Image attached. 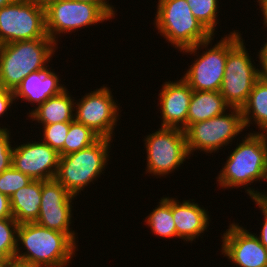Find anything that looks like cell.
I'll list each match as a JSON object with an SVG mask.
<instances>
[{
    "mask_svg": "<svg viewBox=\"0 0 267 267\" xmlns=\"http://www.w3.org/2000/svg\"><path fill=\"white\" fill-rule=\"evenodd\" d=\"M19 223L13 218L0 220V257L14 258Z\"/></svg>",
    "mask_w": 267,
    "mask_h": 267,
    "instance_id": "484cf974",
    "label": "cell"
},
{
    "mask_svg": "<svg viewBox=\"0 0 267 267\" xmlns=\"http://www.w3.org/2000/svg\"><path fill=\"white\" fill-rule=\"evenodd\" d=\"M228 54V36L204 51L182 79L192 90L220 91Z\"/></svg>",
    "mask_w": 267,
    "mask_h": 267,
    "instance_id": "4fadbf2b",
    "label": "cell"
},
{
    "mask_svg": "<svg viewBox=\"0 0 267 267\" xmlns=\"http://www.w3.org/2000/svg\"><path fill=\"white\" fill-rule=\"evenodd\" d=\"M193 90L181 78L178 81L164 82L159 93L161 108V127L179 128L185 130L188 127V110ZM180 123V124H179Z\"/></svg>",
    "mask_w": 267,
    "mask_h": 267,
    "instance_id": "2e32d148",
    "label": "cell"
},
{
    "mask_svg": "<svg viewBox=\"0 0 267 267\" xmlns=\"http://www.w3.org/2000/svg\"><path fill=\"white\" fill-rule=\"evenodd\" d=\"M22 247H18L20 245ZM25 252L20 250L23 248ZM76 243L65 233L48 229L37 223L19 224L14 257L36 267H65L70 265ZM23 252V253H22Z\"/></svg>",
    "mask_w": 267,
    "mask_h": 267,
    "instance_id": "7a4b0ae2",
    "label": "cell"
},
{
    "mask_svg": "<svg viewBox=\"0 0 267 267\" xmlns=\"http://www.w3.org/2000/svg\"><path fill=\"white\" fill-rule=\"evenodd\" d=\"M55 45L50 38L0 45V87L14 91L30 73L47 69Z\"/></svg>",
    "mask_w": 267,
    "mask_h": 267,
    "instance_id": "277c9868",
    "label": "cell"
},
{
    "mask_svg": "<svg viewBox=\"0 0 267 267\" xmlns=\"http://www.w3.org/2000/svg\"><path fill=\"white\" fill-rule=\"evenodd\" d=\"M70 194L56 179L42 181V193L38 225L67 234L75 243V232L70 229L72 223V200Z\"/></svg>",
    "mask_w": 267,
    "mask_h": 267,
    "instance_id": "7c38bea8",
    "label": "cell"
},
{
    "mask_svg": "<svg viewBox=\"0 0 267 267\" xmlns=\"http://www.w3.org/2000/svg\"><path fill=\"white\" fill-rule=\"evenodd\" d=\"M44 143L55 149L60 156H64V143L69 132L70 122L42 125Z\"/></svg>",
    "mask_w": 267,
    "mask_h": 267,
    "instance_id": "4316f807",
    "label": "cell"
},
{
    "mask_svg": "<svg viewBox=\"0 0 267 267\" xmlns=\"http://www.w3.org/2000/svg\"><path fill=\"white\" fill-rule=\"evenodd\" d=\"M259 6L261 7V11L263 14L264 18V26L267 27V0H260L259 1Z\"/></svg>",
    "mask_w": 267,
    "mask_h": 267,
    "instance_id": "e575fe53",
    "label": "cell"
},
{
    "mask_svg": "<svg viewBox=\"0 0 267 267\" xmlns=\"http://www.w3.org/2000/svg\"><path fill=\"white\" fill-rule=\"evenodd\" d=\"M242 143L228 156L217 177L220 187L234 188L247 186V194L256 199L261 192L248 187L254 181L265 180L267 170V134L247 133ZM247 136V137H246Z\"/></svg>",
    "mask_w": 267,
    "mask_h": 267,
    "instance_id": "3957f363",
    "label": "cell"
},
{
    "mask_svg": "<svg viewBox=\"0 0 267 267\" xmlns=\"http://www.w3.org/2000/svg\"><path fill=\"white\" fill-rule=\"evenodd\" d=\"M42 180H33L10 197L13 218L19 223H34L39 217Z\"/></svg>",
    "mask_w": 267,
    "mask_h": 267,
    "instance_id": "ffe728a7",
    "label": "cell"
},
{
    "mask_svg": "<svg viewBox=\"0 0 267 267\" xmlns=\"http://www.w3.org/2000/svg\"><path fill=\"white\" fill-rule=\"evenodd\" d=\"M13 1H15V0H0V9L2 7H5L6 5L11 4Z\"/></svg>",
    "mask_w": 267,
    "mask_h": 267,
    "instance_id": "8d00e7d4",
    "label": "cell"
},
{
    "mask_svg": "<svg viewBox=\"0 0 267 267\" xmlns=\"http://www.w3.org/2000/svg\"><path fill=\"white\" fill-rule=\"evenodd\" d=\"M13 217L10 207V198L0 193V220Z\"/></svg>",
    "mask_w": 267,
    "mask_h": 267,
    "instance_id": "1f68e13d",
    "label": "cell"
},
{
    "mask_svg": "<svg viewBox=\"0 0 267 267\" xmlns=\"http://www.w3.org/2000/svg\"><path fill=\"white\" fill-rule=\"evenodd\" d=\"M67 88L61 93L48 98L43 104H40L34 110L29 111L32 121L42 125L55 123L71 122L74 120L75 99H72Z\"/></svg>",
    "mask_w": 267,
    "mask_h": 267,
    "instance_id": "d6986e66",
    "label": "cell"
},
{
    "mask_svg": "<svg viewBox=\"0 0 267 267\" xmlns=\"http://www.w3.org/2000/svg\"><path fill=\"white\" fill-rule=\"evenodd\" d=\"M265 180L267 181V170H266V178H265ZM266 193V194H265ZM264 194H263V192L262 193H260L259 194V196L257 197V198H264V199H267V192H265Z\"/></svg>",
    "mask_w": 267,
    "mask_h": 267,
    "instance_id": "ab89813d",
    "label": "cell"
},
{
    "mask_svg": "<svg viewBox=\"0 0 267 267\" xmlns=\"http://www.w3.org/2000/svg\"><path fill=\"white\" fill-rule=\"evenodd\" d=\"M13 101H15L14 92L0 87V117L7 112V109L11 108Z\"/></svg>",
    "mask_w": 267,
    "mask_h": 267,
    "instance_id": "4dcf8cb0",
    "label": "cell"
},
{
    "mask_svg": "<svg viewBox=\"0 0 267 267\" xmlns=\"http://www.w3.org/2000/svg\"><path fill=\"white\" fill-rule=\"evenodd\" d=\"M222 254L239 267H267V249L258 235L232 223L222 236Z\"/></svg>",
    "mask_w": 267,
    "mask_h": 267,
    "instance_id": "9a60e30c",
    "label": "cell"
},
{
    "mask_svg": "<svg viewBox=\"0 0 267 267\" xmlns=\"http://www.w3.org/2000/svg\"><path fill=\"white\" fill-rule=\"evenodd\" d=\"M35 2L39 3L40 5L45 6L46 4H48L50 1L53 0H34Z\"/></svg>",
    "mask_w": 267,
    "mask_h": 267,
    "instance_id": "f35d334b",
    "label": "cell"
},
{
    "mask_svg": "<svg viewBox=\"0 0 267 267\" xmlns=\"http://www.w3.org/2000/svg\"><path fill=\"white\" fill-rule=\"evenodd\" d=\"M47 68L37 72L30 73L16 87L14 99L22 98V101L31 102L32 105L37 103V107L43 104L48 98L61 93L66 89L62 84H59V75Z\"/></svg>",
    "mask_w": 267,
    "mask_h": 267,
    "instance_id": "e0dca14e",
    "label": "cell"
},
{
    "mask_svg": "<svg viewBox=\"0 0 267 267\" xmlns=\"http://www.w3.org/2000/svg\"><path fill=\"white\" fill-rule=\"evenodd\" d=\"M256 202V205L259 206L261 212L264 216V223L261 229V233L259 234V241L261 244L267 249V199L264 198H256L252 199Z\"/></svg>",
    "mask_w": 267,
    "mask_h": 267,
    "instance_id": "f546056e",
    "label": "cell"
},
{
    "mask_svg": "<svg viewBox=\"0 0 267 267\" xmlns=\"http://www.w3.org/2000/svg\"><path fill=\"white\" fill-rule=\"evenodd\" d=\"M9 259H11V258L0 257V267H6V264H7Z\"/></svg>",
    "mask_w": 267,
    "mask_h": 267,
    "instance_id": "74e56055",
    "label": "cell"
},
{
    "mask_svg": "<svg viewBox=\"0 0 267 267\" xmlns=\"http://www.w3.org/2000/svg\"><path fill=\"white\" fill-rule=\"evenodd\" d=\"M160 205L146 217L145 222L153 234L162 238L177 237L176 226L172 215V198H161Z\"/></svg>",
    "mask_w": 267,
    "mask_h": 267,
    "instance_id": "603a6c76",
    "label": "cell"
},
{
    "mask_svg": "<svg viewBox=\"0 0 267 267\" xmlns=\"http://www.w3.org/2000/svg\"><path fill=\"white\" fill-rule=\"evenodd\" d=\"M241 34H228V54L220 94L231 108L241 109L248 100L261 70L252 64Z\"/></svg>",
    "mask_w": 267,
    "mask_h": 267,
    "instance_id": "5b68a950",
    "label": "cell"
},
{
    "mask_svg": "<svg viewBox=\"0 0 267 267\" xmlns=\"http://www.w3.org/2000/svg\"><path fill=\"white\" fill-rule=\"evenodd\" d=\"M44 8L47 35L56 43L57 34L102 23L115 17L114 12H116L110 4H94L77 0H53Z\"/></svg>",
    "mask_w": 267,
    "mask_h": 267,
    "instance_id": "52a82bcc",
    "label": "cell"
},
{
    "mask_svg": "<svg viewBox=\"0 0 267 267\" xmlns=\"http://www.w3.org/2000/svg\"><path fill=\"white\" fill-rule=\"evenodd\" d=\"M80 2L94 3V4H109L106 0H77Z\"/></svg>",
    "mask_w": 267,
    "mask_h": 267,
    "instance_id": "d590c367",
    "label": "cell"
},
{
    "mask_svg": "<svg viewBox=\"0 0 267 267\" xmlns=\"http://www.w3.org/2000/svg\"><path fill=\"white\" fill-rule=\"evenodd\" d=\"M32 181L31 177L11 166L0 173V193L10 198L12 194Z\"/></svg>",
    "mask_w": 267,
    "mask_h": 267,
    "instance_id": "83f0119b",
    "label": "cell"
},
{
    "mask_svg": "<svg viewBox=\"0 0 267 267\" xmlns=\"http://www.w3.org/2000/svg\"><path fill=\"white\" fill-rule=\"evenodd\" d=\"M263 47L260 48L259 51V62L262 67L261 69V76L267 77V42L262 45Z\"/></svg>",
    "mask_w": 267,
    "mask_h": 267,
    "instance_id": "d6a6232c",
    "label": "cell"
},
{
    "mask_svg": "<svg viewBox=\"0 0 267 267\" xmlns=\"http://www.w3.org/2000/svg\"><path fill=\"white\" fill-rule=\"evenodd\" d=\"M6 267H36L29 262L17 259V258H11L8 260Z\"/></svg>",
    "mask_w": 267,
    "mask_h": 267,
    "instance_id": "836d02e7",
    "label": "cell"
},
{
    "mask_svg": "<svg viewBox=\"0 0 267 267\" xmlns=\"http://www.w3.org/2000/svg\"><path fill=\"white\" fill-rule=\"evenodd\" d=\"M154 25L158 32L180 52L196 55L212 46L214 36L198 21L186 0H158Z\"/></svg>",
    "mask_w": 267,
    "mask_h": 267,
    "instance_id": "6da1fadb",
    "label": "cell"
},
{
    "mask_svg": "<svg viewBox=\"0 0 267 267\" xmlns=\"http://www.w3.org/2000/svg\"><path fill=\"white\" fill-rule=\"evenodd\" d=\"M74 119L91 128L101 138L112 139L116 121L120 119L111 90L104 86L86 93L75 106ZM119 117V118H118Z\"/></svg>",
    "mask_w": 267,
    "mask_h": 267,
    "instance_id": "8fae6325",
    "label": "cell"
},
{
    "mask_svg": "<svg viewBox=\"0 0 267 267\" xmlns=\"http://www.w3.org/2000/svg\"><path fill=\"white\" fill-rule=\"evenodd\" d=\"M231 107L220 91L193 90L188 110V126L223 114Z\"/></svg>",
    "mask_w": 267,
    "mask_h": 267,
    "instance_id": "44dd1931",
    "label": "cell"
},
{
    "mask_svg": "<svg viewBox=\"0 0 267 267\" xmlns=\"http://www.w3.org/2000/svg\"><path fill=\"white\" fill-rule=\"evenodd\" d=\"M205 121L189 125L185 130L187 149L191 156L196 150L215 153L233 141L244 128L241 109L231 108Z\"/></svg>",
    "mask_w": 267,
    "mask_h": 267,
    "instance_id": "ba28073f",
    "label": "cell"
},
{
    "mask_svg": "<svg viewBox=\"0 0 267 267\" xmlns=\"http://www.w3.org/2000/svg\"><path fill=\"white\" fill-rule=\"evenodd\" d=\"M101 137L91 128L86 127L75 119L70 122L69 132L64 143V156L85 149Z\"/></svg>",
    "mask_w": 267,
    "mask_h": 267,
    "instance_id": "cb8c5ba5",
    "label": "cell"
},
{
    "mask_svg": "<svg viewBox=\"0 0 267 267\" xmlns=\"http://www.w3.org/2000/svg\"><path fill=\"white\" fill-rule=\"evenodd\" d=\"M241 111L245 128L253 121L258 125L259 133L267 134V77L261 76L256 81Z\"/></svg>",
    "mask_w": 267,
    "mask_h": 267,
    "instance_id": "7402d4cb",
    "label": "cell"
},
{
    "mask_svg": "<svg viewBox=\"0 0 267 267\" xmlns=\"http://www.w3.org/2000/svg\"><path fill=\"white\" fill-rule=\"evenodd\" d=\"M59 158V153L48 144L32 140L14 147L12 166L33 180L47 181L55 179Z\"/></svg>",
    "mask_w": 267,
    "mask_h": 267,
    "instance_id": "5bb4252c",
    "label": "cell"
},
{
    "mask_svg": "<svg viewBox=\"0 0 267 267\" xmlns=\"http://www.w3.org/2000/svg\"><path fill=\"white\" fill-rule=\"evenodd\" d=\"M112 139L100 138L93 145L77 152L60 156L55 179L73 196L83 191L103 174L108 164ZM104 168V169H103Z\"/></svg>",
    "mask_w": 267,
    "mask_h": 267,
    "instance_id": "8992f818",
    "label": "cell"
},
{
    "mask_svg": "<svg viewBox=\"0 0 267 267\" xmlns=\"http://www.w3.org/2000/svg\"><path fill=\"white\" fill-rule=\"evenodd\" d=\"M195 18L214 36L218 17V0H186Z\"/></svg>",
    "mask_w": 267,
    "mask_h": 267,
    "instance_id": "d4e9b609",
    "label": "cell"
},
{
    "mask_svg": "<svg viewBox=\"0 0 267 267\" xmlns=\"http://www.w3.org/2000/svg\"><path fill=\"white\" fill-rule=\"evenodd\" d=\"M209 213L199 204L172 198V215L176 226L177 237L184 241H193L204 233L209 226Z\"/></svg>",
    "mask_w": 267,
    "mask_h": 267,
    "instance_id": "ac0fdd59",
    "label": "cell"
},
{
    "mask_svg": "<svg viewBox=\"0 0 267 267\" xmlns=\"http://www.w3.org/2000/svg\"><path fill=\"white\" fill-rule=\"evenodd\" d=\"M39 38H49L43 5L15 0L0 9V45Z\"/></svg>",
    "mask_w": 267,
    "mask_h": 267,
    "instance_id": "9c48e42d",
    "label": "cell"
},
{
    "mask_svg": "<svg viewBox=\"0 0 267 267\" xmlns=\"http://www.w3.org/2000/svg\"><path fill=\"white\" fill-rule=\"evenodd\" d=\"M9 130L0 127V173L12 166V153Z\"/></svg>",
    "mask_w": 267,
    "mask_h": 267,
    "instance_id": "f1b7e54d",
    "label": "cell"
},
{
    "mask_svg": "<svg viewBox=\"0 0 267 267\" xmlns=\"http://www.w3.org/2000/svg\"><path fill=\"white\" fill-rule=\"evenodd\" d=\"M145 137L146 173L164 176L177 169L189 157L183 129L161 127Z\"/></svg>",
    "mask_w": 267,
    "mask_h": 267,
    "instance_id": "30bf717a",
    "label": "cell"
}]
</instances>
